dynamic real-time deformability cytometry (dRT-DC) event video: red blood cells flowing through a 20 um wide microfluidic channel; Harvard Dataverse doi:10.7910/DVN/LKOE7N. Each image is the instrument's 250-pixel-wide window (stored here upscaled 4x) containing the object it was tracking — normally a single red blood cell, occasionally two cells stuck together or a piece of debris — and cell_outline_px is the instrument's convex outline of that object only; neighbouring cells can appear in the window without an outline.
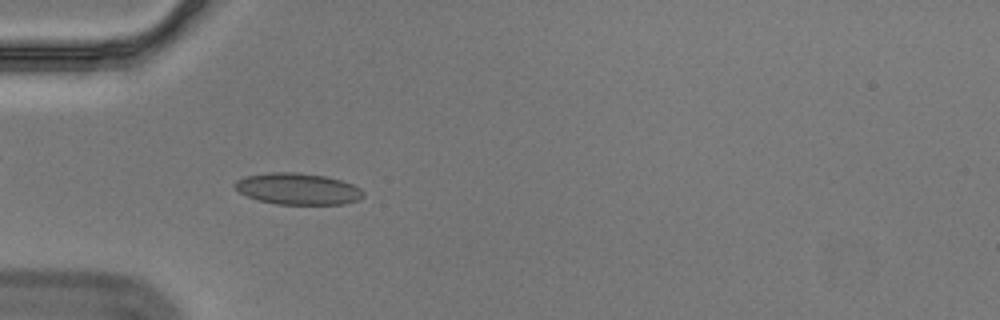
{"species": "Egyptian fruit bat (a non-hibernating species)", "species_latin": "Rousettus aegyptiacus", "temperature_condition": "cold", "stored_images_in_passage": 56, "camera_frame_rate_fps": 3000, "um_per_image_px": 0.085, "animal": {"sex": "male"}, "frame": {"image": 1, "passage_image": 17, "time_ms": 5.333, "image_size_px": [1000, 320], "cell_outline_px": [[364, 196], [360, 200], [344, 204], [276, 204], [256, 200], [240, 192], [232, 184], [236, 180], [244, 176], [268, 172], [296, 172], [324, 176], [340, 180], [352, 184], [360, 188], [364, 192]], "centroid_in_image_um": [25.3, 16.05], "position_along_channel_um": 59.7, "area_um2": 23.7}}
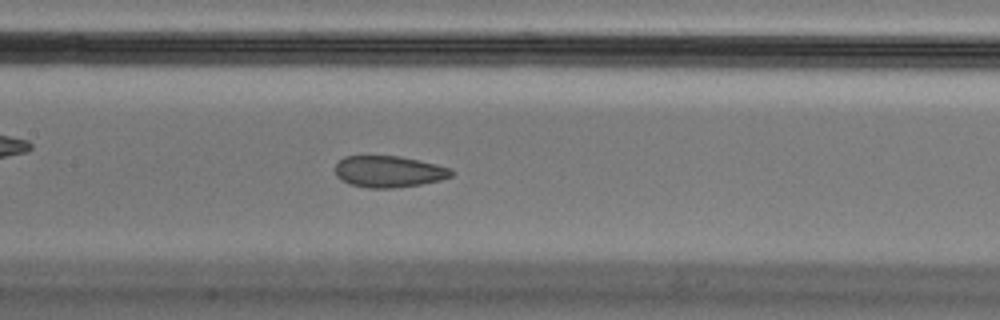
{"frame": {"image": 2, "passage_image": 27, "time_ms": 8.667, "image_size_px": [1000, 320], "cell_outline_px": [[452, 176], [440, 180], [420, 184], [392, 188], [368, 188], [348, 184], [336, 176], [336, 164], [344, 156], [400, 156], [436, 164], [452, 168]], "centroid_in_image_um": [33.04, 14.58], "position_along_channel_um": 174.4, "area_um2": 21.27}}
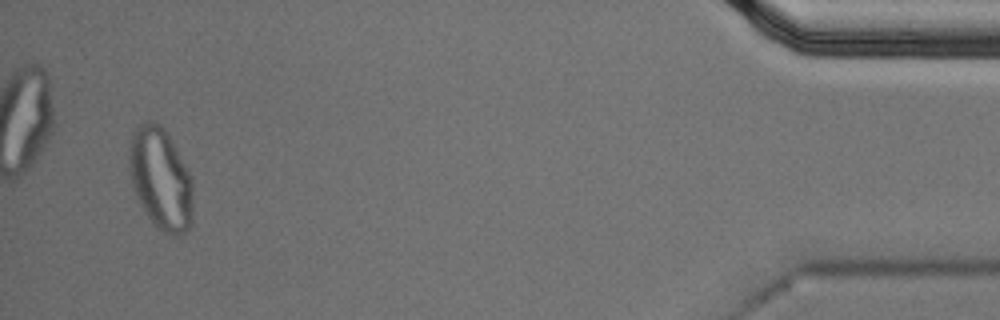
{"frame": {"image": 3, "passage_image": 54, "time_ms": 17.667, "image_size_px": [1000, 320], "cell_outline_px": [[192, 224], [184, 232], [176, 236], [172, 236], [156, 228], [140, 204], [132, 188], [128, 156], [132, 132], [140, 124], [148, 120], [152, 120], [160, 124], [164, 128], [172, 140], [192, 180]], "centroid_in_image_um": [13.64, 15.2], "position_along_channel_um": 421.6, "area_um2": 37.97}, "authors_computed_cell_mechanics": {"area_um2": 22.831, "velocity_mm_per_s": 3.5437, "shape_relaxation_time_tau1_ms": null, "shape_relaxation_time_tau2_ms": 1.1288, "deformation_change_tau1": null, "deformation_change_tau2": 0.0605}}